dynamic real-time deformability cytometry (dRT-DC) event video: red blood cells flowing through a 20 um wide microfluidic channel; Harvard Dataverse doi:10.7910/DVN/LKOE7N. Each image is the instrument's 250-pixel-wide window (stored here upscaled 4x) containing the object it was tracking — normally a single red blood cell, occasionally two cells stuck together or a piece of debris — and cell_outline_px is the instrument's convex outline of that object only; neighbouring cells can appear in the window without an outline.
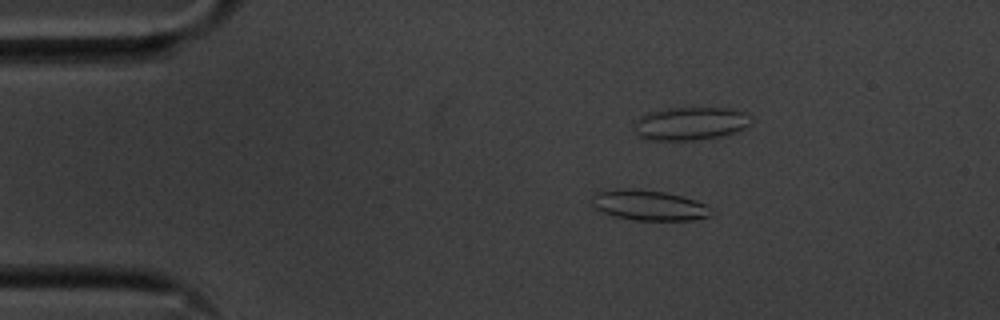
{"species": "common noctule bat (a hibernating species)", "species_latin": "Nyctalus noctula", "temperature_condition": "cold", "stored_images_in_passage": 47, "camera_frame_rate_fps": 3000, "um_per_image_px": 0.085, "animal": {"sex": "male", "body_mass_g": 20.1, "forearm_length_mm": 53.5}, "frame": {"image": 1, "passage_image": 2, "time_ms": 0.333, "image_size_px": [1000, 320], "cell_outline_px": [[712, 216], [692, 220], [632, 220], [600, 212], [592, 204], [592, 196], [600, 188], [624, 188], [664, 192], [680, 196], [704, 204], [708, 208]], "centroid_in_image_um": [55.04, 17.44], "position_along_channel_um": 30.0, "area_um2": 21.04}}
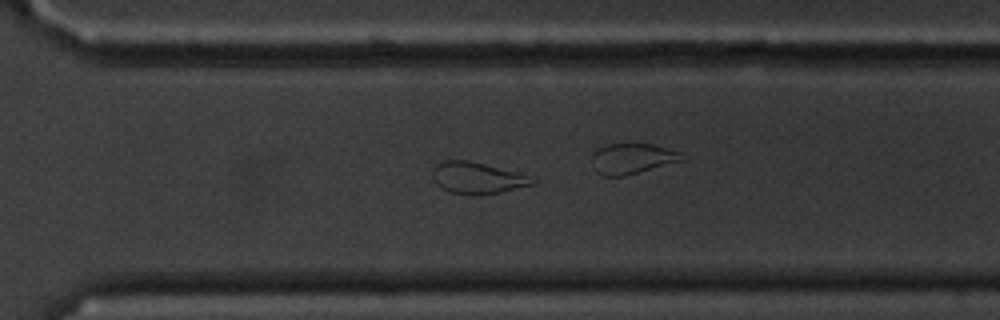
{"frame": {"image": 2, "passage_image": 31, "time_ms": 10.0, "image_size_px": [1000, 320], "cell_outline_px": [[536, 184], [500, 192], [448, 192], [440, 188], [436, 184], [432, 176], [432, 168], [436, 164], [444, 160], [468, 160], [516, 172], [536, 180]], "centroid_in_image_um": [40.52, 15.08], "position_along_channel_um": 330.1, "area_um2": 17.69}}
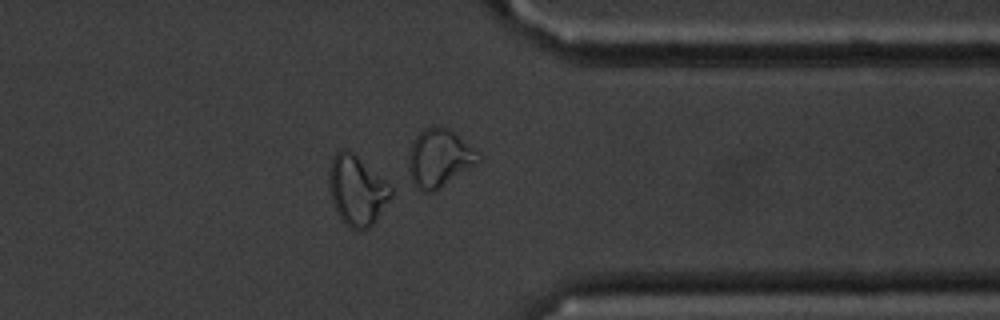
{"frame": {"image": 3, "passage_image": 36, "time_ms": 11.667, "image_size_px": [1000, 320], "cell_outline_px": [[392, 196], [376, 220], [368, 228], [360, 232], [356, 232], [348, 228], [340, 220], [332, 204], [328, 184], [328, 172], [332, 156], [340, 148], [344, 148], [352, 152], [384, 180], [392, 188]], "centroid_in_image_um": [30.29, 16.23], "position_along_channel_um": 381.1, "area_um2": 25.61}, "authors_computed_cell_mechanics": {"area_um2": 20.0566, "velocity_mm_per_s": 3.6153, "shape_relaxation_time_tau1_ms": 8.9028, "shape_relaxation_time_tau2_ms": 2.3963, "deformation_change_tau1": 0.1791, "deformation_change_tau2": 0.0953}}